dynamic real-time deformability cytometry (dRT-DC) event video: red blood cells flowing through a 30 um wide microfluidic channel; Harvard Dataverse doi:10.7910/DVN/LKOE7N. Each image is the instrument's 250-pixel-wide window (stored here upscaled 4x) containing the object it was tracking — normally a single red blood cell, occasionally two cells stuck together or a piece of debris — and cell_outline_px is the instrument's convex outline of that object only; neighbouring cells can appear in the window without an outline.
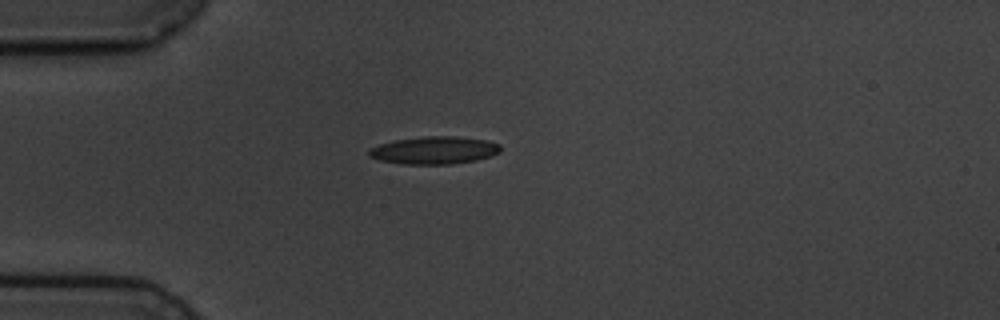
{"species": "common noctule bat (a hibernating species)", "species_latin": "Nyctalus noctula", "temperature_condition": "cold", "stored_images_in_passage": 7, "camera_frame_rate_fps": 3000, "um_per_image_px": 0.085, "animal": {"sex": "male", "body_mass_g": 19.5, "forearm_length_mm": 54.6}, "frame": {"image": 1, "passage_image": 1, "time_ms": 0.0, "image_size_px": [1000, 320], "cell_outline_px": [[500, 152], [476, 160], [452, 164], [404, 164], [380, 160], [368, 156], [368, 152], [372, 148], [380, 144], [396, 140], [424, 136], [456, 136], [488, 140], [500, 144]], "centroid_in_image_um": [36.93, 12.77], "position_along_channel_um": 48.1, "area_um2": 21.04}}
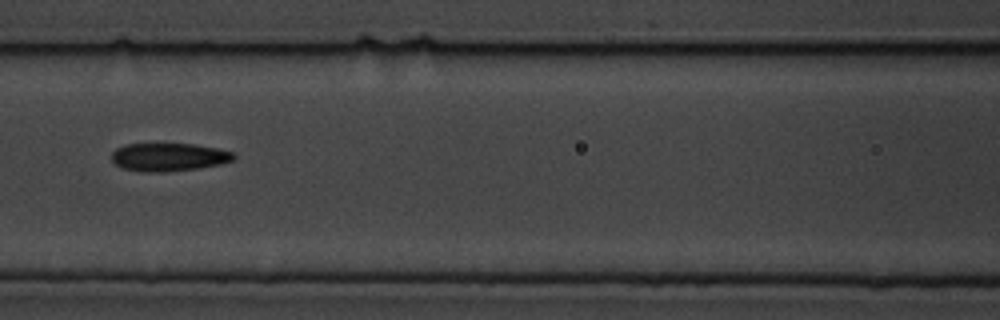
{"frame": {"image": 2, "passage_image": 4, "time_ms": 3.333, "image_size_px": [1000, 320], "cell_outline_px": [[236, 156], [232, 160], [220, 164], [200, 168], [164, 172], [140, 172], [120, 168], [112, 160], [112, 152], [116, 148], [128, 144], [192, 144], [216, 148], [236, 152]], "centroid_in_image_um": [14.34, 13.36], "position_along_channel_um": 152.3, "area_um2": 20.11}}
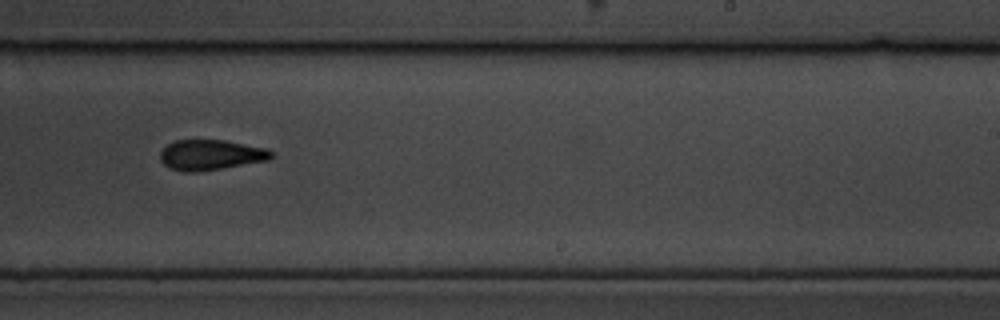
{"frame": {"image": 3, "passage_image": 7, "time_ms": 6.667, "image_size_px": [1000, 320], "cell_outline_px": [[276, 152], [268, 160], [224, 168], [200, 172], [184, 172], [168, 168], [160, 160], [160, 152], [168, 144], [176, 140], [224, 140], [268, 148]], "centroid_in_image_um": [17.93, 13.17], "position_along_channel_um": 271.1, "area_um2": 19.88}}